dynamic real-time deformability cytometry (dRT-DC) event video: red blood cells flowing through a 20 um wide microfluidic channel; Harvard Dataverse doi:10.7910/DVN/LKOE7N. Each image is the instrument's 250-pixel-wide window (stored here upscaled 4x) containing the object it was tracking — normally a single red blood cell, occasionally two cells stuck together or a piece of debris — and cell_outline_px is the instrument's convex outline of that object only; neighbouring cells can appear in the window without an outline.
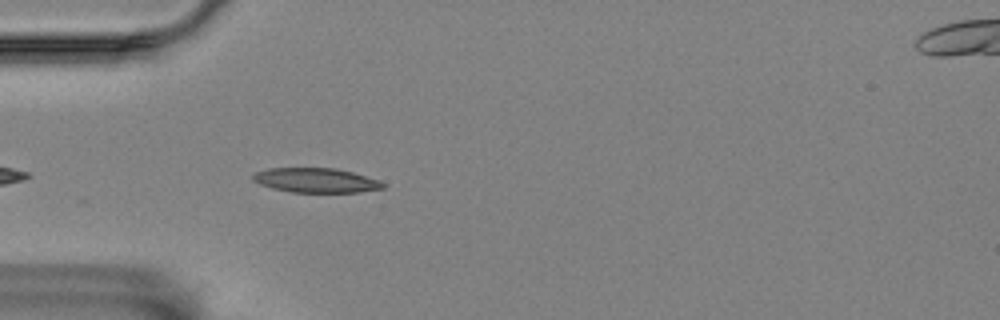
{"species": "Egyptian fruit bat (a non-hibernating species)", "species_latin": "Rousettus aegyptiacus", "temperature_condition": "room temperature", "stored_images_in_passage": 18, "camera_frame_rate_fps": 3000, "um_per_image_px": 0.085, "animal": {"sex": "female"}, "frame": {"image": 1, "passage_image": 4, "time_ms": 1.0, "image_size_px": [1000, 320], "cell_outline_px": [[384, 188], [360, 192], [292, 192], [272, 188], [260, 184], [252, 180], [252, 176], [256, 172], [268, 168], [336, 168], [352, 172], [380, 180], [384, 184]], "centroid_in_image_um": [26.86, 15.32], "position_along_channel_um": 58.1, "area_um2": 18.55}}
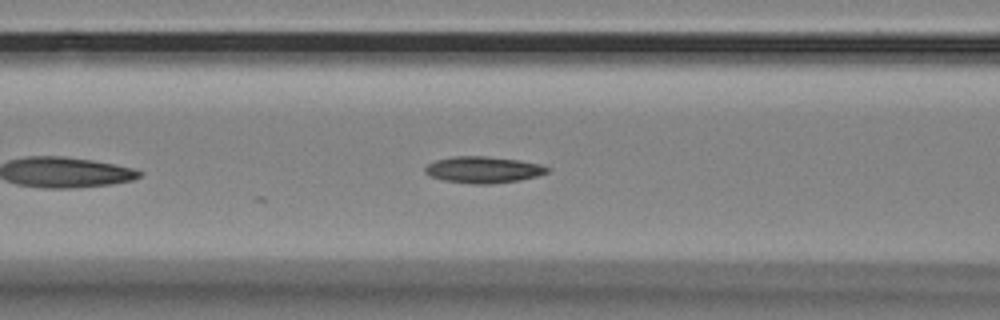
{"frame": {"image": 2, "passage_image": 10, "time_ms": 3.0, "image_size_px": [1000, 320], "cell_outline_px": [[552, 168], [548, 172], [536, 176], [520, 180], [492, 184], [472, 184], [444, 180], [428, 176], [424, 172], [424, 168], [428, 164], [436, 160], [456, 156], [484, 156], [516, 160], [540, 164]], "centroid_in_image_um": [41.06, 14.43], "position_along_channel_um": 125.5, "area_um2": 18.84}}
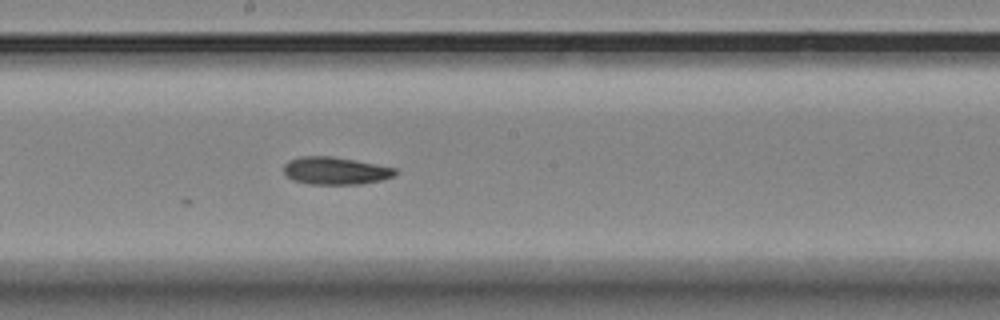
{"frame": {"image": 3, "passage_image": 18, "time_ms": 5.667, "image_size_px": [1000, 320], "cell_outline_px": [[396, 172], [392, 176], [380, 180], [360, 184], [308, 184], [292, 180], [284, 172], [284, 164], [288, 160], [300, 156], [332, 156], [356, 160], [396, 168]], "centroid_in_image_um": [28.47, 14.5], "position_along_channel_um": 219.7, "area_um2": 17.86}}